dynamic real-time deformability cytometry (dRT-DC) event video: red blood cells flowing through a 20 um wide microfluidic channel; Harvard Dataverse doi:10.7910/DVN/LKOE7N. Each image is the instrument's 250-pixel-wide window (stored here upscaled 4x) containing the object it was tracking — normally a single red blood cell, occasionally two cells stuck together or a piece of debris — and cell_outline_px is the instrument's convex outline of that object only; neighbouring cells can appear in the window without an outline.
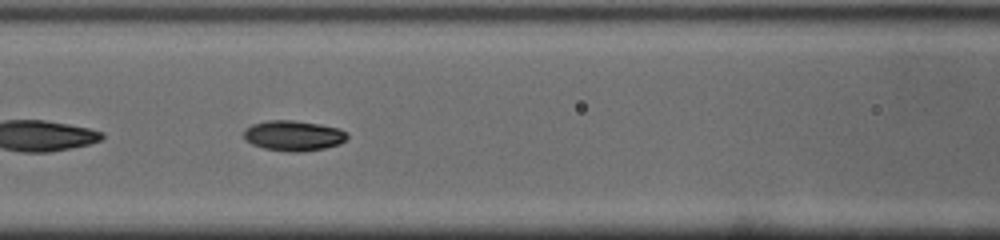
{"species": "common noctule bat (a hibernating species)", "species_latin": "Nyctalus noctula", "temperature_condition": "cold", "stored_images_in_passage": 45, "camera_frame_rate_fps": 3000, "um_per_image_px": 0.085, "animal": {"sex": "male", "body_mass_g": 19.0, "forearm_length_mm": 50.8}, "frame": {"image": 1, "passage_image": 14, "time_ms": 4.333, "image_size_px": [1000, 240], "cell_outline_px": [[348, 136], [340, 144], [324, 148], [300, 152], [288, 152], [264, 148], [252, 144], [244, 140], [244, 128], [252, 124], [268, 120], [292, 120], [320, 124], [340, 128], [348, 132]], "centroid_in_image_um": [24.94, 11.52], "position_along_channel_um": 141.7, "area_um2": 18.44}, "authors_computed_cell_mechanics": {"area_um2": 18.0914, "velocity_mm_per_s": 3.9268, "shape_relaxation_time_tau1_ms": 1.8076, "shape_relaxation_time_tau2_ms": 2.7867, "deformation_change_tau1": 0.1182, "deformation_change_tau2": 0.054}}